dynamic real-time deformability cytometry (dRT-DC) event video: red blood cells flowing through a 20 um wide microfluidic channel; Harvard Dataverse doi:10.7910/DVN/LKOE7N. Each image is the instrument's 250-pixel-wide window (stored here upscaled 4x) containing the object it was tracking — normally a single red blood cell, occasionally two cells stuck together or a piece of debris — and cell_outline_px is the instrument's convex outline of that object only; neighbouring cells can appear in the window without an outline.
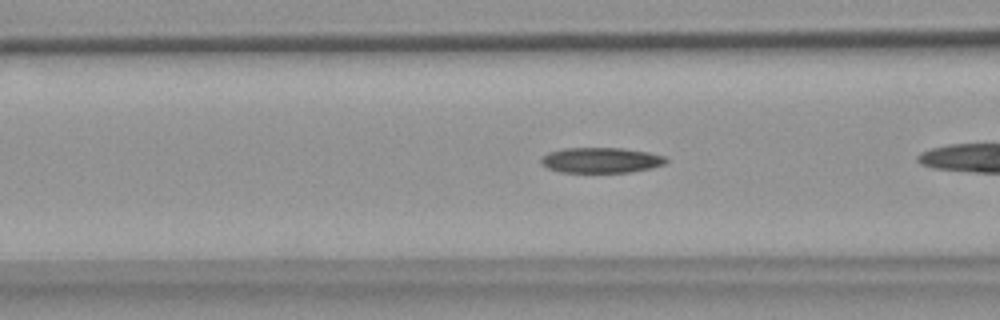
{"species": "common noctule bat (a hibernating species)", "species_latin": "Nyctalus noctula", "temperature_condition": "warm", "stored_images_in_passage": 52, "camera_frame_rate_fps": 3000, "um_per_image_px": 0.085, "animal": {"sex": "female", "body_mass_g": 18.4}, "frame": {"image": 1, "passage_image": 17, "time_ms": 5.333, "image_size_px": [1000, 320], "cell_outline_px": [[668, 160], [664, 164], [652, 168], [632, 172], [560, 172], [548, 168], [540, 164], [540, 160], [548, 152], [564, 148], [624, 148], [648, 152], [664, 156]], "centroid_in_image_um": [51.08, 13.61], "position_along_channel_um": 115.5, "area_um2": 18.55}}
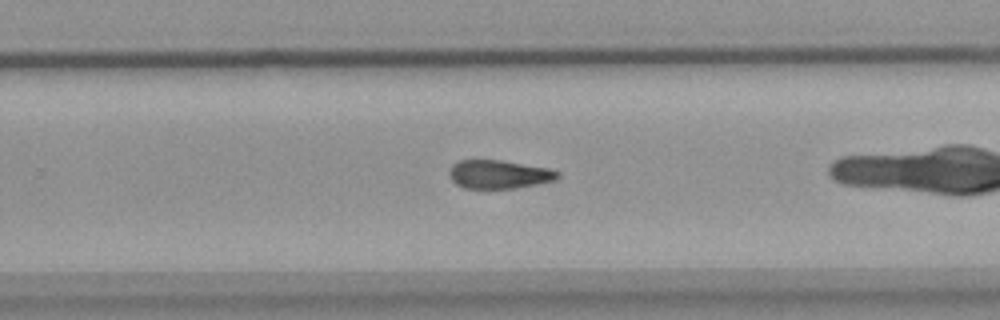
{"frame": {"image": 2, "passage_image": 31, "time_ms": 10.0, "image_size_px": [1000, 320], "cell_outline_px": [[560, 176], [556, 180], [536, 184], [512, 188], [464, 188], [456, 184], [452, 180], [448, 172], [452, 164], [460, 160], [500, 160], [548, 168], [560, 172]], "centroid_in_image_um": [42.4, 14.81], "position_along_channel_um": 287.4, "area_um2": 17.92}}
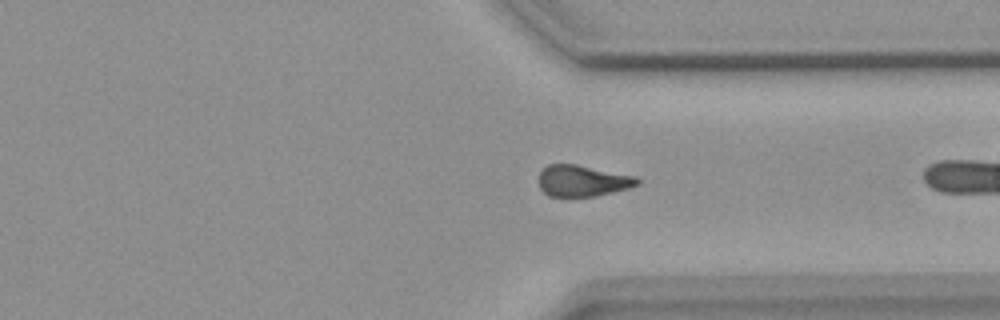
{"frame": {"image": 3, "passage_image": 37, "time_ms": 12.0, "image_size_px": [1000, 320], "cell_outline_px": [[640, 184], [628, 188], [596, 196], [548, 196], [540, 188], [540, 172], [548, 164], [576, 164], [636, 176], [640, 180]], "centroid_in_image_um": [49.54, 15.36], "position_along_channel_um": 361.9, "area_um2": 17.86}}